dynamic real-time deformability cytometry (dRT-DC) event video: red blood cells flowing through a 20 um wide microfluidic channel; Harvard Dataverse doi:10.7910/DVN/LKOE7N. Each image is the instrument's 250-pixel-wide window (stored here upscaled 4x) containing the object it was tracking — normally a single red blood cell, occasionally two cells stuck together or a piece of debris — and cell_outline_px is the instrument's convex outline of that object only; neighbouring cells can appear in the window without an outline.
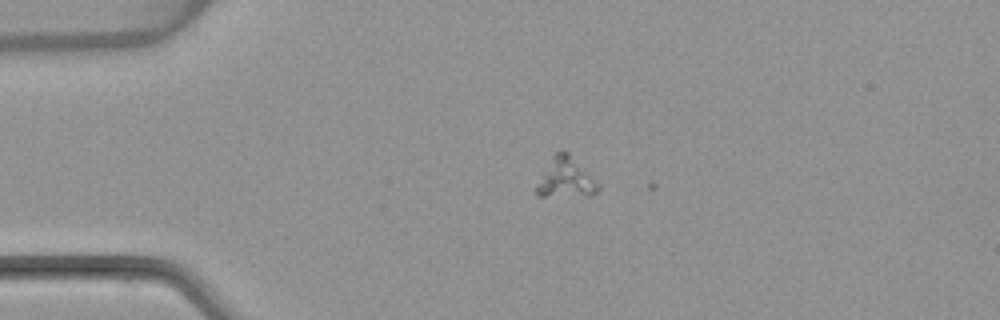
{"species": "common noctule bat (a hibernating species)", "species_latin": "Nyctalus noctula", "temperature_condition": "warm", "stored_images_in_passage": 2, "camera_frame_rate_fps": 3000, "um_per_image_px": 0.085, "animal": {"sex": "female", "body_mass_g": 22.7, "forearm_length_mm": 54.2}, "frame": {"image": 1, "passage_image": 1, "time_ms": 0.0, "image_size_px": [1000, 320], "cell_outline_px": [[600, 188], [596, 192], [588, 196], [540, 196], [536, 192], [536, 184], [552, 156], [556, 152], [568, 152], [600, 184]], "centroid_in_image_um": [48.1, 15.15], "position_along_channel_um": 36.9, "area_um2": 14.16}}